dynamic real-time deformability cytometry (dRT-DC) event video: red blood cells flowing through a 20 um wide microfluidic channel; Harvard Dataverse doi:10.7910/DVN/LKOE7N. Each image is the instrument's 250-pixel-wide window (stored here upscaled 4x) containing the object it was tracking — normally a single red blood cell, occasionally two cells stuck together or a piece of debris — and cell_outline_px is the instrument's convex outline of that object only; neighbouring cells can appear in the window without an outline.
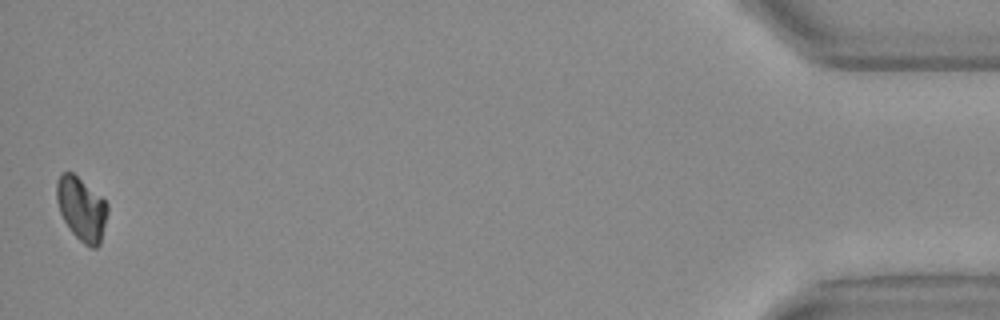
{"species": "Egyptian fruit bat (a non-hibernating species)", "species_latin": "Rousettus aegyptiacus", "temperature_condition": "warm", "stored_images_in_passage": 53, "camera_frame_rate_fps": 3000, "um_per_image_px": 0.085, "animal": {"sex": "female"}, "frame": {"image": 1, "passage_image": 53, "time_ms": 17.333, "image_size_px": [1000, 320], "cell_outline_px": [[108, 212], [100, 244], [96, 248], [92, 248], [84, 244], [72, 232], [64, 220], [60, 212], [56, 200], [56, 180], [60, 172], [72, 172], [100, 196], [108, 204]], "centroid_in_image_um": [6.92, 17.74], "position_along_channel_um": 428.3, "area_um2": 18.79}, "authors_computed_cell_mechanics": {"area_um2": 20.2878, "velocity_mm_per_s": 3.7847, "shape_relaxation_time_tau1_ms": 10.4717, "shape_relaxation_time_tau2_ms": null, "deformation_change_tau1": 0.2297, "deformation_change_tau2": null}}